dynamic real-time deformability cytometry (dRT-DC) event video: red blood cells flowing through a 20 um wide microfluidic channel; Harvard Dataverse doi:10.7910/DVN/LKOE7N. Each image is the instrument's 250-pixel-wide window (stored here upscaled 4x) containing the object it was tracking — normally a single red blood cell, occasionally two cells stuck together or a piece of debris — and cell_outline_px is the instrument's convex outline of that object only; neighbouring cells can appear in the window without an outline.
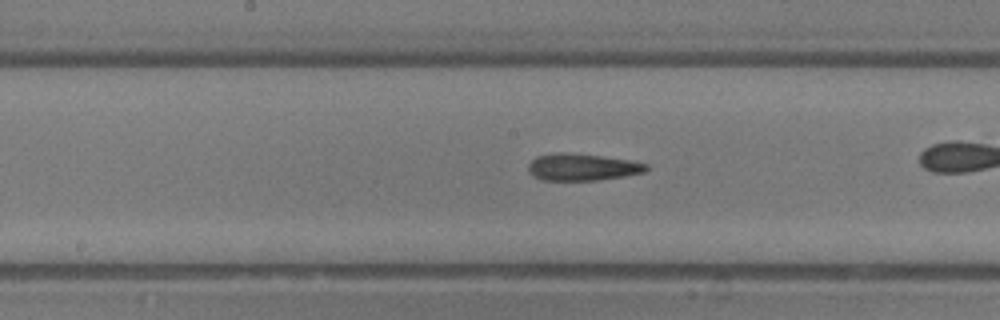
{"species": "common noctule bat (a hibernating species)", "species_latin": "Nyctalus noctula", "temperature_condition": "room temperature", "stored_images_in_passage": 29, "camera_frame_rate_fps": 3000, "um_per_image_px": 0.085, "animal": {"sex": "male", "body_mass_g": 13.3}, "frame": {"image": 1, "passage_image": 17, "time_ms": 5.333, "image_size_px": [1000, 320], "cell_outline_px": [[648, 168], [644, 172], [624, 176], [596, 180], [540, 180], [532, 176], [528, 172], [528, 164], [536, 156], [556, 152], [568, 152], [600, 156], [628, 160], [648, 164]], "centroid_in_image_um": [49.43, 14.2], "position_along_channel_um": 198.8, "area_um2": 18.55}}